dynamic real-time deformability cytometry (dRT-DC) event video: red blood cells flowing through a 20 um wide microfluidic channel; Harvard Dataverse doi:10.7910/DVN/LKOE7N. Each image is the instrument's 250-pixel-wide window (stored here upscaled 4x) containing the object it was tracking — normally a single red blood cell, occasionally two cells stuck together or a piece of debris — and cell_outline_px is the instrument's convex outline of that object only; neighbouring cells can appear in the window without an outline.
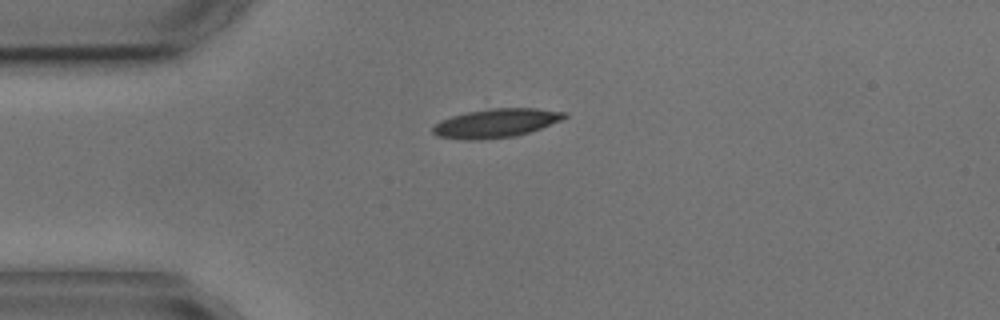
{"species": "common noctule bat (a hibernating species)", "species_latin": "Nyctalus noctula", "temperature_condition": "cold", "stored_images_in_passage": 2, "camera_frame_rate_fps": 3000, "um_per_image_px": 0.085, "animal": {"sex": "male", "body_mass_g": 17.9, "forearm_length_mm": 54.2}, "frame": {"image": 1, "passage_image": 1, "time_ms": 0.0, "image_size_px": [1000, 320], "cell_outline_px": [[568, 116], [560, 120], [540, 128], [516, 136], [480, 140], [464, 140], [436, 136], [432, 132], [432, 128], [440, 120], [452, 116], [468, 112], [492, 108], [536, 108], [568, 112]], "centroid_in_image_um": [42.14, 10.47], "position_along_channel_um": 42.9, "area_um2": 22.08}}